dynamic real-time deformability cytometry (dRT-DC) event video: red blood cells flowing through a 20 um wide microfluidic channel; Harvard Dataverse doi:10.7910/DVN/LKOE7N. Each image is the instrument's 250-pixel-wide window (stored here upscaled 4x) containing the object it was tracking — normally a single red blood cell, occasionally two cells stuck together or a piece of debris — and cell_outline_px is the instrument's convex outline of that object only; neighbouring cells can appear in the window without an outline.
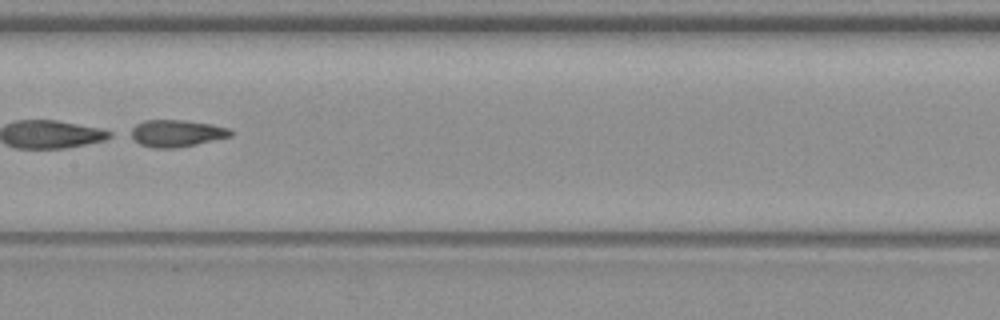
{"species": "common noctule bat (a hibernating species)", "species_latin": "Nyctalus noctula", "temperature_condition": "warm", "stored_images_in_passage": 54, "segment_of_instrument_passage": [2, 2], "camera_frame_rate_fps": 3000, "um_per_image_px": 0.085, "animal": {"sex": "female", "body_mass_g": 19.3, "forearm_length_mm": 54.1}, "frame": {"image": 1, "passage_image": 28, "time_ms": 9.0, "image_size_px": [1000, 320], "cell_outline_px": [[232, 136], [196, 144], [176, 148], [152, 148], [140, 144], [128, 136], [124, 132], [136, 124], [144, 120], [184, 120], [212, 124], [228, 128], [232, 132]], "centroid_in_image_um": [14.9, 11.33], "position_along_channel_um": 192.5, "area_um2": 16.01}}